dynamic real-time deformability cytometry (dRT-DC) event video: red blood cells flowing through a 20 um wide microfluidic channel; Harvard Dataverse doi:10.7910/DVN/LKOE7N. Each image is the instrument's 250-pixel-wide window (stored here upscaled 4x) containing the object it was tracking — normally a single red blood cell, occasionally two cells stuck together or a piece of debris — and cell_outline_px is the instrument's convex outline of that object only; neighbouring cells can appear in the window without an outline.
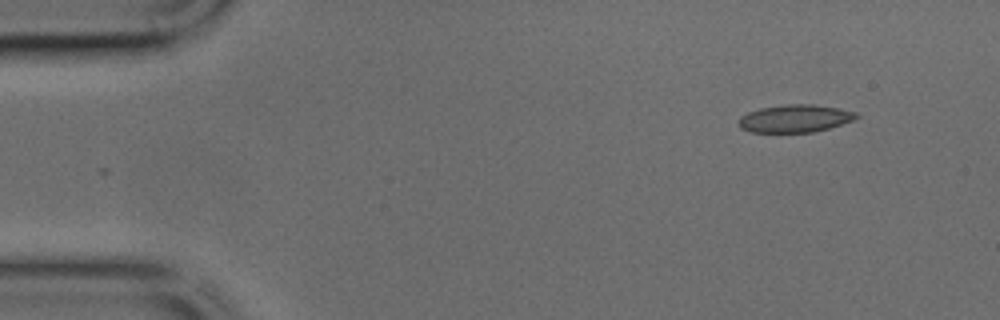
{"species": "common noctule bat (a hibernating species)", "species_latin": "Nyctalus noctula", "temperature_condition": "cold", "stored_images_in_passage": 41, "camera_frame_rate_fps": 3000, "um_per_image_px": 0.085, "animal": {"sex": "male", "body_mass_g": 17.9, "forearm_length_mm": 54.2}, "frame": {"image": 1, "passage_image": 1, "time_ms": 0.0, "image_size_px": [1000, 320], "cell_outline_px": [[860, 116], [852, 120], [828, 128], [812, 132], [752, 132], [740, 128], [740, 116], [748, 112], [760, 108], [784, 104], [812, 104], [840, 108], [856, 112]], "centroid_in_image_um": [67.57, 10.06], "position_along_channel_um": 17.4, "area_um2": 18.84}}
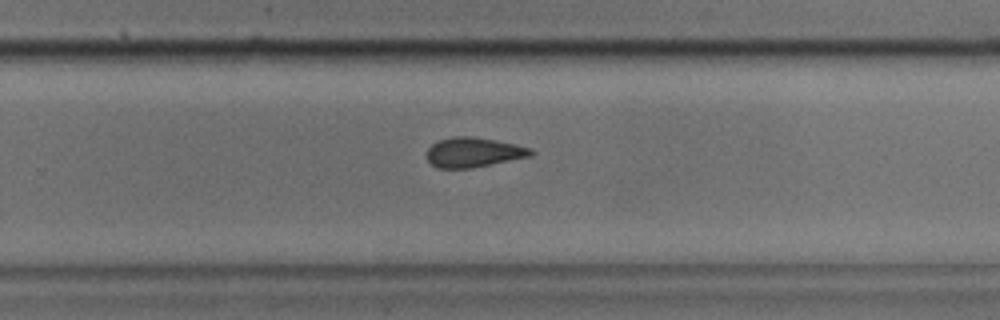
{"frame": {"image": 2, "passage_image": 25, "time_ms": 8.0, "image_size_px": [1000, 320], "cell_outline_px": [[536, 152], [532, 156], [472, 168], [440, 168], [432, 164], [428, 160], [428, 148], [432, 144], [440, 140], [452, 136], [468, 136], [516, 144], [532, 148]], "centroid_in_image_um": [40.3, 12.95], "position_along_channel_um": 289.5, "area_um2": 17.92}}
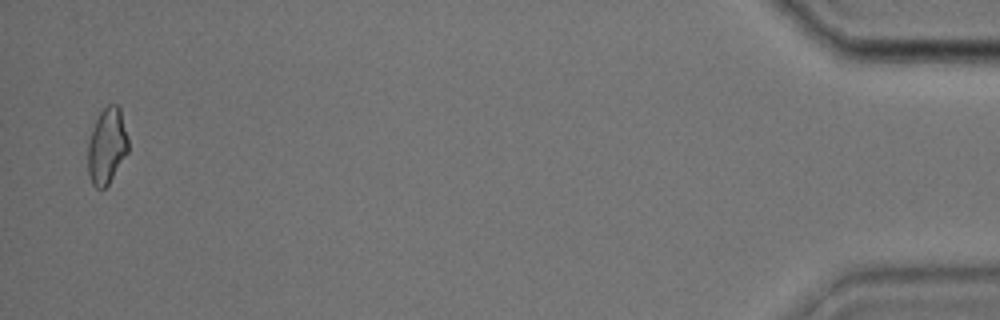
{"frame": {"image": 3, "passage_image": 40, "time_ms": 13.0, "image_size_px": [1000, 320], "cell_outline_px": [[128, 152], [108, 184], [104, 188], [96, 188], [92, 184], [88, 172], [88, 144], [92, 128], [100, 112], [108, 104], [116, 104], [120, 108], [128, 136]], "centroid_in_image_um": [9.09, 12.4], "position_along_channel_um": 426.1, "area_um2": 17.8}}